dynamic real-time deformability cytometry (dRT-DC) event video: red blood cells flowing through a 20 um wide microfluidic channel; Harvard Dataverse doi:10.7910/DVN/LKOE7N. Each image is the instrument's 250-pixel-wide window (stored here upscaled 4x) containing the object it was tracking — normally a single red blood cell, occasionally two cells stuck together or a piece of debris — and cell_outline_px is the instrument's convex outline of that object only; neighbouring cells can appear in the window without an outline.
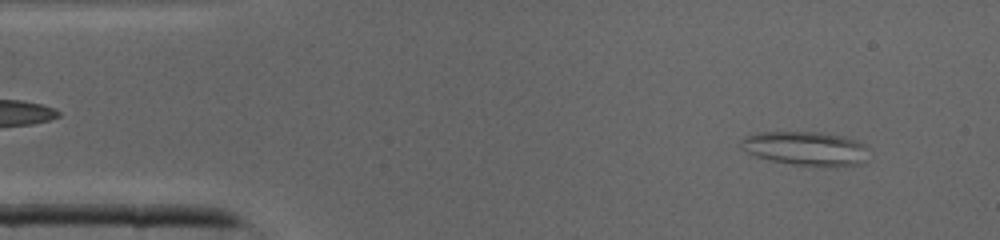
{"species": "common noctule bat (a hibernating species)", "species_latin": "Nyctalus noctula", "temperature_condition": "cold", "stored_images_in_passage": 41, "camera_frame_rate_fps": 3000, "um_per_image_px": 0.085, "animal": {"sex": "male", "body_mass_g": 19.0, "forearm_length_mm": 50.8}, "frame": {"image": 1, "passage_image": 3, "time_ms": 0.667, "image_size_px": [1000, 240], "cell_outline_px": [[864, 148], [860, 164], [796, 164], [772, 160], [756, 156], [748, 152], [740, 144], [740, 140], [744, 136], [756, 132], [820, 132], [844, 136], [856, 140], [864, 144]], "centroid_in_image_um": [68.36, 12.55], "position_along_channel_um": 16.6, "area_um2": 24.1}}
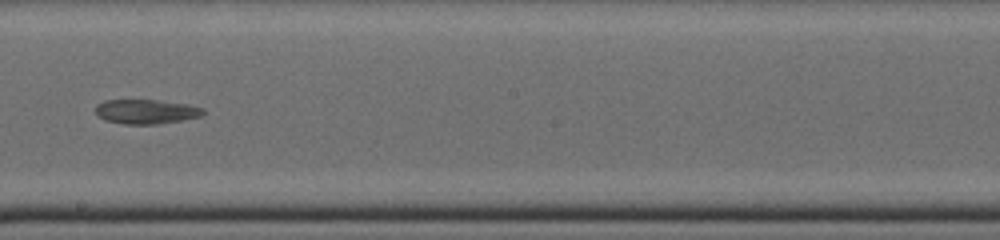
{"frame": {"image": 2, "passage_image": 22, "time_ms": 7.0, "image_size_px": [1000, 240], "cell_outline_px": [[204, 116], [156, 124], [124, 124], [108, 120], [96, 116], [96, 104], [104, 100], [160, 100], [188, 104], [204, 108]], "centroid_in_image_um": [12.43, 9.47], "position_along_channel_um": 235.8, "area_um2": 15.37}}
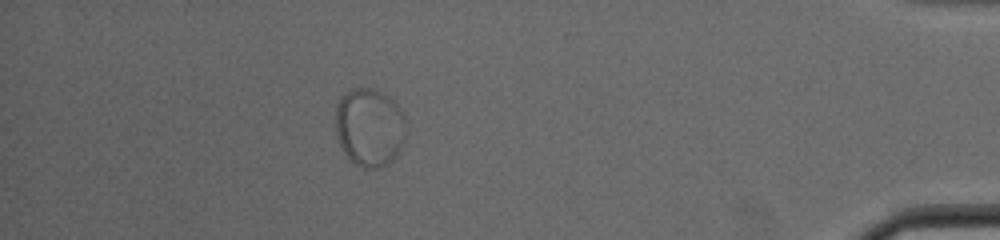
{"frame": {"image": 3, "passage_image": 36, "time_ms": 11.667, "image_size_px": [1000, 240], "cell_outline_px": [[408, 132], [404, 144], [396, 156], [392, 160], [380, 168], [364, 168], [356, 164], [344, 152], [336, 136], [336, 108], [340, 96], [352, 88], [368, 88], [380, 92], [392, 100], [396, 104], [404, 116]], "centroid_in_image_um": [31.43, 10.83], "position_along_channel_um": 403.8, "area_um2": 32.37}}